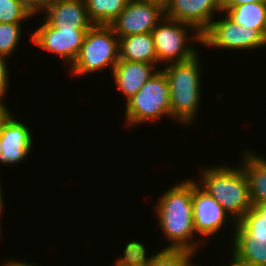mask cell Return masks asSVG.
I'll list each match as a JSON object with an SVG mask.
<instances>
[{
    "label": "cell",
    "mask_w": 266,
    "mask_h": 266,
    "mask_svg": "<svg viewBox=\"0 0 266 266\" xmlns=\"http://www.w3.org/2000/svg\"><path fill=\"white\" fill-rule=\"evenodd\" d=\"M252 2H266V0H223V7H234Z\"/></svg>",
    "instance_id": "4316f807"
},
{
    "label": "cell",
    "mask_w": 266,
    "mask_h": 266,
    "mask_svg": "<svg viewBox=\"0 0 266 266\" xmlns=\"http://www.w3.org/2000/svg\"><path fill=\"white\" fill-rule=\"evenodd\" d=\"M0 266H38L37 264L35 263H29V262H24V261H19V260H16V259H9V260H6L3 265H0Z\"/></svg>",
    "instance_id": "83f0119b"
},
{
    "label": "cell",
    "mask_w": 266,
    "mask_h": 266,
    "mask_svg": "<svg viewBox=\"0 0 266 266\" xmlns=\"http://www.w3.org/2000/svg\"><path fill=\"white\" fill-rule=\"evenodd\" d=\"M30 35V41L39 48L55 53L70 67L76 60L89 29H56L45 19Z\"/></svg>",
    "instance_id": "30bf717a"
},
{
    "label": "cell",
    "mask_w": 266,
    "mask_h": 266,
    "mask_svg": "<svg viewBox=\"0 0 266 266\" xmlns=\"http://www.w3.org/2000/svg\"><path fill=\"white\" fill-rule=\"evenodd\" d=\"M157 65L119 59L113 68L112 78L117 89L126 97V101L134 96L158 70Z\"/></svg>",
    "instance_id": "5bb4252c"
},
{
    "label": "cell",
    "mask_w": 266,
    "mask_h": 266,
    "mask_svg": "<svg viewBox=\"0 0 266 266\" xmlns=\"http://www.w3.org/2000/svg\"><path fill=\"white\" fill-rule=\"evenodd\" d=\"M152 35L157 64L188 61L199 53L196 51L197 46L194 47L193 44H202V34L195 27L167 17L152 30Z\"/></svg>",
    "instance_id": "8992f818"
},
{
    "label": "cell",
    "mask_w": 266,
    "mask_h": 266,
    "mask_svg": "<svg viewBox=\"0 0 266 266\" xmlns=\"http://www.w3.org/2000/svg\"><path fill=\"white\" fill-rule=\"evenodd\" d=\"M232 252L250 266H266V234H232Z\"/></svg>",
    "instance_id": "e0dca14e"
},
{
    "label": "cell",
    "mask_w": 266,
    "mask_h": 266,
    "mask_svg": "<svg viewBox=\"0 0 266 266\" xmlns=\"http://www.w3.org/2000/svg\"><path fill=\"white\" fill-rule=\"evenodd\" d=\"M10 111L8 109L0 120V163L15 166L28 157L34 140L29 127Z\"/></svg>",
    "instance_id": "8fae6325"
},
{
    "label": "cell",
    "mask_w": 266,
    "mask_h": 266,
    "mask_svg": "<svg viewBox=\"0 0 266 266\" xmlns=\"http://www.w3.org/2000/svg\"><path fill=\"white\" fill-rule=\"evenodd\" d=\"M264 38H265V46H266V31H265V35H264Z\"/></svg>",
    "instance_id": "d6a6232c"
},
{
    "label": "cell",
    "mask_w": 266,
    "mask_h": 266,
    "mask_svg": "<svg viewBox=\"0 0 266 266\" xmlns=\"http://www.w3.org/2000/svg\"><path fill=\"white\" fill-rule=\"evenodd\" d=\"M119 61V38L110 25H93L87 32L80 52L70 67L72 76L102 72Z\"/></svg>",
    "instance_id": "277c9868"
},
{
    "label": "cell",
    "mask_w": 266,
    "mask_h": 266,
    "mask_svg": "<svg viewBox=\"0 0 266 266\" xmlns=\"http://www.w3.org/2000/svg\"><path fill=\"white\" fill-rule=\"evenodd\" d=\"M35 15L22 0H0V23H22Z\"/></svg>",
    "instance_id": "7402d4cb"
},
{
    "label": "cell",
    "mask_w": 266,
    "mask_h": 266,
    "mask_svg": "<svg viewBox=\"0 0 266 266\" xmlns=\"http://www.w3.org/2000/svg\"><path fill=\"white\" fill-rule=\"evenodd\" d=\"M234 234H266V218L252 206L236 223Z\"/></svg>",
    "instance_id": "cb8c5ba5"
},
{
    "label": "cell",
    "mask_w": 266,
    "mask_h": 266,
    "mask_svg": "<svg viewBox=\"0 0 266 266\" xmlns=\"http://www.w3.org/2000/svg\"><path fill=\"white\" fill-rule=\"evenodd\" d=\"M157 201L154 212L158 226L165 239L170 242L165 249H185L197 253L204 241L195 239L197 235L193 227L192 178L176 183L161 194Z\"/></svg>",
    "instance_id": "6da1fadb"
},
{
    "label": "cell",
    "mask_w": 266,
    "mask_h": 266,
    "mask_svg": "<svg viewBox=\"0 0 266 266\" xmlns=\"http://www.w3.org/2000/svg\"><path fill=\"white\" fill-rule=\"evenodd\" d=\"M197 183L208 192L237 223L253 206L243 166L215 165L199 169Z\"/></svg>",
    "instance_id": "7a4b0ae2"
},
{
    "label": "cell",
    "mask_w": 266,
    "mask_h": 266,
    "mask_svg": "<svg viewBox=\"0 0 266 266\" xmlns=\"http://www.w3.org/2000/svg\"><path fill=\"white\" fill-rule=\"evenodd\" d=\"M35 14H38L49 0H22Z\"/></svg>",
    "instance_id": "484cf974"
},
{
    "label": "cell",
    "mask_w": 266,
    "mask_h": 266,
    "mask_svg": "<svg viewBox=\"0 0 266 266\" xmlns=\"http://www.w3.org/2000/svg\"><path fill=\"white\" fill-rule=\"evenodd\" d=\"M22 23H0V54L10 57L21 40Z\"/></svg>",
    "instance_id": "603a6c76"
},
{
    "label": "cell",
    "mask_w": 266,
    "mask_h": 266,
    "mask_svg": "<svg viewBox=\"0 0 266 266\" xmlns=\"http://www.w3.org/2000/svg\"><path fill=\"white\" fill-rule=\"evenodd\" d=\"M125 123L132 128L145 123L171 118L169 83L165 72L157 70L142 88L126 101ZM152 121V122H151Z\"/></svg>",
    "instance_id": "5b68a950"
},
{
    "label": "cell",
    "mask_w": 266,
    "mask_h": 266,
    "mask_svg": "<svg viewBox=\"0 0 266 266\" xmlns=\"http://www.w3.org/2000/svg\"><path fill=\"white\" fill-rule=\"evenodd\" d=\"M164 18V3L157 0H129L124 10L110 24L114 33L120 37L152 30Z\"/></svg>",
    "instance_id": "ba28073f"
},
{
    "label": "cell",
    "mask_w": 266,
    "mask_h": 266,
    "mask_svg": "<svg viewBox=\"0 0 266 266\" xmlns=\"http://www.w3.org/2000/svg\"><path fill=\"white\" fill-rule=\"evenodd\" d=\"M2 186H1V183H0V218H1V216H2V212H3V207H4V200H3V192H2V188H1ZM1 224V223H0ZM0 228H1V226H0ZM1 231V230H0ZM1 234V233H0Z\"/></svg>",
    "instance_id": "1f68e13d"
},
{
    "label": "cell",
    "mask_w": 266,
    "mask_h": 266,
    "mask_svg": "<svg viewBox=\"0 0 266 266\" xmlns=\"http://www.w3.org/2000/svg\"><path fill=\"white\" fill-rule=\"evenodd\" d=\"M223 13L234 23L260 31H266V2L245 3L234 7H223Z\"/></svg>",
    "instance_id": "ac0fdd59"
},
{
    "label": "cell",
    "mask_w": 266,
    "mask_h": 266,
    "mask_svg": "<svg viewBox=\"0 0 266 266\" xmlns=\"http://www.w3.org/2000/svg\"><path fill=\"white\" fill-rule=\"evenodd\" d=\"M129 0H85L90 21L94 25H110L124 10Z\"/></svg>",
    "instance_id": "d6986e66"
},
{
    "label": "cell",
    "mask_w": 266,
    "mask_h": 266,
    "mask_svg": "<svg viewBox=\"0 0 266 266\" xmlns=\"http://www.w3.org/2000/svg\"><path fill=\"white\" fill-rule=\"evenodd\" d=\"M119 59L157 64L152 33H141L119 38Z\"/></svg>",
    "instance_id": "2e32d148"
},
{
    "label": "cell",
    "mask_w": 266,
    "mask_h": 266,
    "mask_svg": "<svg viewBox=\"0 0 266 266\" xmlns=\"http://www.w3.org/2000/svg\"><path fill=\"white\" fill-rule=\"evenodd\" d=\"M195 255L196 252L190 250L164 248L155 253L149 266H195L192 258Z\"/></svg>",
    "instance_id": "ffe728a7"
},
{
    "label": "cell",
    "mask_w": 266,
    "mask_h": 266,
    "mask_svg": "<svg viewBox=\"0 0 266 266\" xmlns=\"http://www.w3.org/2000/svg\"><path fill=\"white\" fill-rule=\"evenodd\" d=\"M7 56L0 54V100L5 101L8 91L9 82V66L7 65Z\"/></svg>",
    "instance_id": "d4e9b609"
},
{
    "label": "cell",
    "mask_w": 266,
    "mask_h": 266,
    "mask_svg": "<svg viewBox=\"0 0 266 266\" xmlns=\"http://www.w3.org/2000/svg\"><path fill=\"white\" fill-rule=\"evenodd\" d=\"M56 29H90V21L85 0H49L39 12Z\"/></svg>",
    "instance_id": "4fadbf2b"
},
{
    "label": "cell",
    "mask_w": 266,
    "mask_h": 266,
    "mask_svg": "<svg viewBox=\"0 0 266 266\" xmlns=\"http://www.w3.org/2000/svg\"><path fill=\"white\" fill-rule=\"evenodd\" d=\"M253 207L266 218V203L254 204Z\"/></svg>",
    "instance_id": "f546056e"
},
{
    "label": "cell",
    "mask_w": 266,
    "mask_h": 266,
    "mask_svg": "<svg viewBox=\"0 0 266 266\" xmlns=\"http://www.w3.org/2000/svg\"><path fill=\"white\" fill-rule=\"evenodd\" d=\"M223 13V0H165L164 17L195 27L201 34Z\"/></svg>",
    "instance_id": "7c38bea8"
},
{
    "label": "cell",
    "mask_w": 266,
    "mask_h": 266,
    "mask_svg": "<svg viewBox=\"0 0 266 266\" xmlns=\"http://www.w3.org/2000/svg\"><path fill=\"white\" fill-rule=\"evenodd\" d=\"M231 259L232 262L231 264L229 263L228 266H250L248 263L238 258L234 253L232 254Z\"/></svg>",
    "instance_id": "f1b7e54d"
},
{
    "label": "cell",
    "mask_w": 266,
    "mask_h": 266,
    "mask_svg": "<svg viewBox=\"0 0 266 266\" xmlns=\"http://www.w3.org/2000/svg\"><path fill=\"white\" fill-rule=\"evenodd\" d=\"M193 227L204 242L222 231L227 223L232 222L233 232L236 222L224 210L219 202L192 179ZM228 221V222H227ZM207 238V240H206Z\"/></svg>",
    "instance_id": "9c48e42d"
},
{
    "label": "cell",
    "mask_w": 266,
    "mask_h": 266,
    "mask_svg": "<svg viewBox=\"0 0 266 266\" xmlns=\"http://www.w3.org/2000/svg\"><path fill=\"white\" fill-rule=\"evenodd\" d=\"M10 109L6 106V103L4 100H0V120L1 117L6 113V111Z\"/></svg>",
    "instance_id": "4dcf8cb0"
},
{
    "label": "cell",
    "mask_w": 266,
    "mask_h": 266,
    "mask_svg": "<svg viewBox=\"0 0 266 266\" xmlns=\"http://www.w3.org/2000/svg\"><path fill=\"white\" fill-rule=\"evenodd\" d=\"M219 19L215 18L202 33V46L232 51L266 47L260 31L238 25L223 14Z\"/></svg>",
    "instance_id": "52a82bcc"
},
{
    "label": "cell",
    "mask_w": 266,
    "mask_h": 266,
    "mask_svg": "<svg viewBox=\"0 0 266 266\" xmlns=\"http://www.w3.org/2000/svg\"><path fill=\"white\" fill-rule=\"evenodd\" d=\"M199 54L188 61L170 63L162 69L169 83L171 118L182 126L192 125L201 100V72Z\"/></svg>",
    "instance_id": "3957f363"
},
{
    "label": "cell",
    "mask_w": 266,
    "mask_h": 266,
    "mask_svg": "<svg viewBox=\"0 0 266 266\" xmlns=\"http://www.w3.org/2000/svg\"><path fill=\"white\" fill-rule=\"evenodd\" d=\"M253 151L244 150L241 160V165L249 183V195L252 205L266 203V158Z\"/></svg>",
    "instance_id": "9a60e30c"
},
{
    "label": "cell",
    "mask_w": 266,
    "mask_h": 266,
    "mask_svg": "<svg viewBox=\"0 0 266 266\" xmlns=\"http://www.w3.org/2000/svg\"><path fill=\"white\" fill-rule=\"evenodd\" d=\"M146 246L139 241L126 243L123 255L118 257L112 266H149L154 255L147 256Z\"/></svg>",
    "instance_id": "44dd1931"
}]
</instances>
